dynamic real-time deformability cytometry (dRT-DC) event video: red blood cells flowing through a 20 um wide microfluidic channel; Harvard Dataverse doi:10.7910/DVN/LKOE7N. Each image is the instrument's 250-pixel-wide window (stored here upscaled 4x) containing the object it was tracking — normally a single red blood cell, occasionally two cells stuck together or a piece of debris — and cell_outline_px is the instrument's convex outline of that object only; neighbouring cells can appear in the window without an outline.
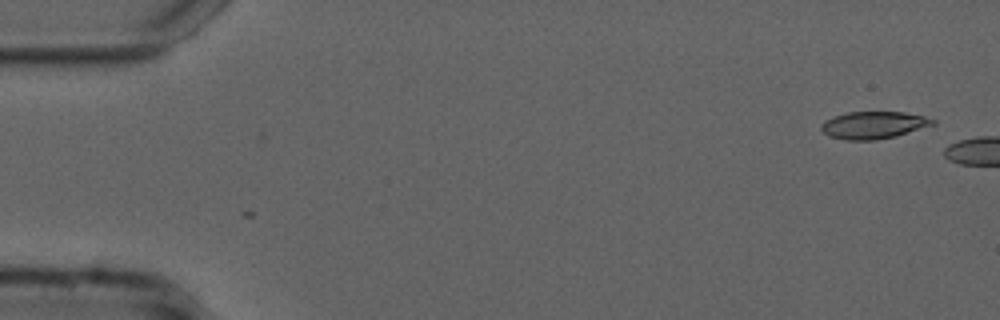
{"species": "common noctule bat (a hibernating species)", "species_latin": "Nyctalus noctula", "temperature_condition": "cold", "stored_images_in_passage": 4, "camera_frame_rate_fps": 3000, "um_per_image_px": 0.085, "animal": {"sex": "male", "forearm_length_mm": 52.5}, "frame": {"image": 1, "passage_image": 1, "time_ms": 0.0, "image_size_px": [1000, 320], "cell_outline_px": [[936, 124], [896, 136], [876, 140], [844, 140], [828, 136], [820, 128], [820, 124], [824, 120], [832, 116], [848, 112], [904, 112], [924, 116], [936, 120]], "centroid_in_image_um": [74.23, 10.63], "position_along_channel_um": 10.8, "area_um2": 17.92}}